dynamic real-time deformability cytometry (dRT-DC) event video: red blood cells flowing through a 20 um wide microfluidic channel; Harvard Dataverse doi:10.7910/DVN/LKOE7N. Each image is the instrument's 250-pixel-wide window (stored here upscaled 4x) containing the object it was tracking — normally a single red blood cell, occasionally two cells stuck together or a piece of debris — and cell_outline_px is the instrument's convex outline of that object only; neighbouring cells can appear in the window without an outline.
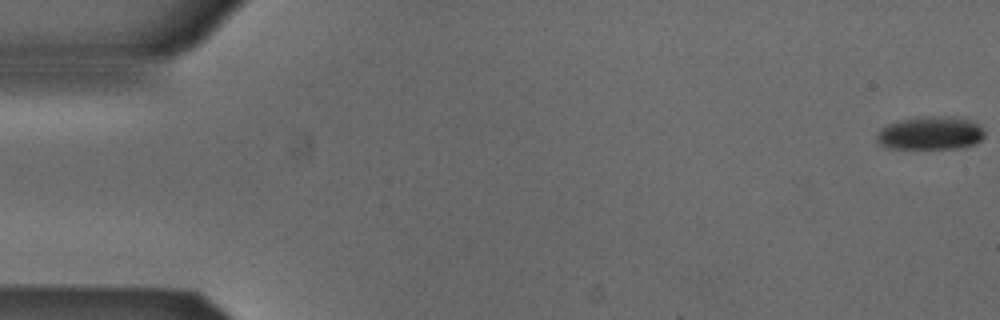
{"species": "Egyptian fruit bat (a non-hibernating species)", "species_latin": "Rousettus aegyptiacus", "temperature_condition": "cold", "stored_images_in_passage": 6, "segment_of_instrument_passage": [1, 2], "camera_frame_rate_fps": 3000, "um_per_image_px": 0.085, "animal": {"sex": "male"}, "frame": {"image": 1, "passage_image": 1, "time_ms": 0.0, "image_size_px": [1000, 320], "cell_outline_px": [[984, 136], [976, 144], [960, 148], [888, 148], [880, 144], [876, 140], [876, 136], [880, 128], [888, 124], [900, 120], [916, 116], [956, 116], [972, 120], [980, 124], [984, 128]], "centroid_in_image_um": [79.12, 11.29], "position_along_channel_um": 5.9, "area_um2": 21.33}}
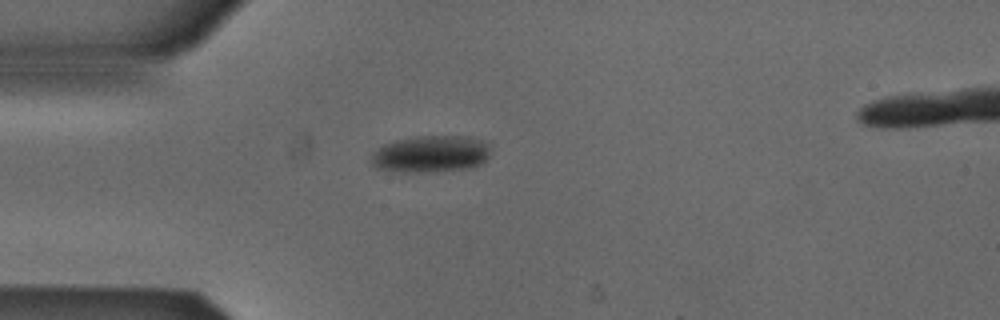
{"frame": {"image": 2, "passage_image": 5, "time_ms": 1.333, "image_size_px": [1000, 320], "cell_outline_px": [[488, 156], [484, 164], [472, 168], [432, 172], [416, 172], [380, 168], [372, 164], [372, 152], [384, 144], [396, 140], [416, 136], [460, 136], [480, 140], [488, 144]], "centroid_in_image_um": [36.65, 13.09], "position_along_channel_um": 48.4, "area_um2": 25.37}}